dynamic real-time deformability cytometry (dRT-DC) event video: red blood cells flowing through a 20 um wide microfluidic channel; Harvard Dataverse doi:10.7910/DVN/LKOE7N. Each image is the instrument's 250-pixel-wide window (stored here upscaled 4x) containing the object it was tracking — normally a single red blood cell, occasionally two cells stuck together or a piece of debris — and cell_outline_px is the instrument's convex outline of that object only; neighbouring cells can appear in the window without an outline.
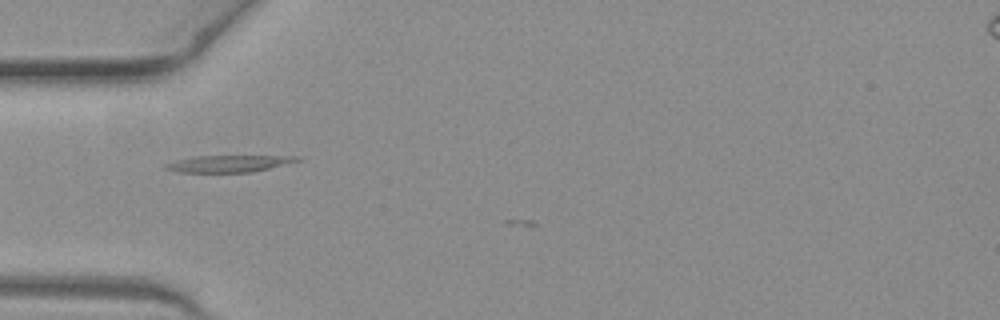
{"species": "common noctule bat (a hibernating species)", "species_latin": "Nyctalus noctula", "temperature_condition": "warm", "stored_images_in_passage": 3, "camera_frame_rate_fps": 3000, "um_per_image_px": 0.085, "animal": {"sex": "female", "body_mass_g": 19.3, "forearm_length_mm": 54.1}, "frame": {"image": 1, "passage_image": 2, "time_ms": 0.333, "image_size_px": [1000, 320], "cell_outline_px": [[300, 160], [252, 172], [180, 172], [164, 168], [164, 164], [176, 160], [196, 156], [300, 156]], "centroid_in_image_um": [19.4, 13.9], "position_along_channel_um": 65.6, "area_um2": 12.6}}